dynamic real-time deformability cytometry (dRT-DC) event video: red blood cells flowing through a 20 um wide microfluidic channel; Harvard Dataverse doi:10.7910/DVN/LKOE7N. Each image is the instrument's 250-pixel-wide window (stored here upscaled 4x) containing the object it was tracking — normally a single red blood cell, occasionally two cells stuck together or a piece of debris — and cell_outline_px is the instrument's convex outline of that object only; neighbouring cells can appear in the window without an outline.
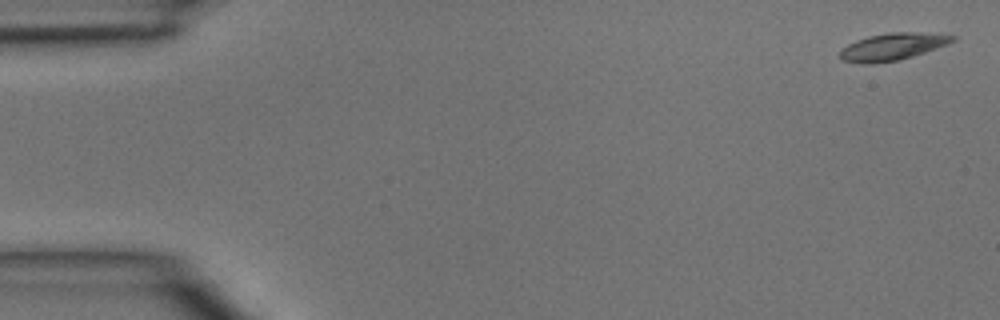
{"species": "common noctule bat (a hibernating species)", "species_latin": "Nyctalus noctula", "temperature_condition": "room temperature", "stored_images_in_passage": 44, "camera_frame_rate_fps": 3000, "um_per_image_px": 0.085, "animal": {"sex": "male", "body_mass_g": 15.6}, "frame": {"image": 1, "passage_image": 1, "time_ms": 0.0, "image_size_px": [1000, 320], "cell_outline_px": [[956, 40], [948, 44], [900, 60], [868, 64], [860, 64], [840, 60], [840, 48], [856, 40], [868, 36], [888, 32], [912, 32], [956, 36]], "centroid_in_image_um": [75.8, 3.98], "position_along_channel_um": 9.2, "area_um2": 17.8}}
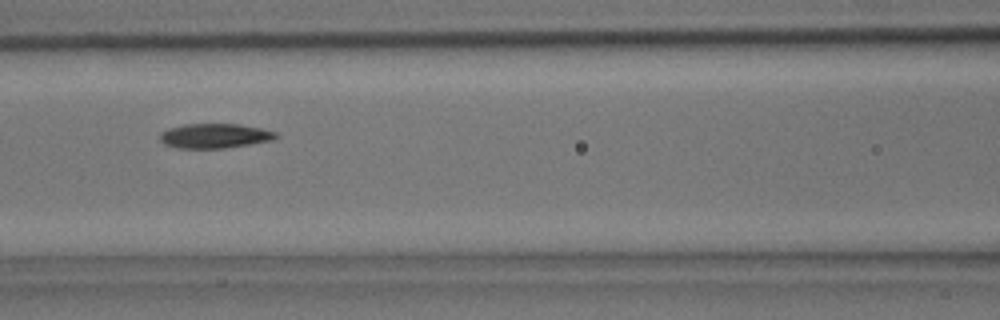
{"frame": {"image": 2, "passage_image": 19, "time_ms": 6.0, "image_size_px": [1000, 320], "cell_outline_px": [[280, 136], [276, 140], [224, 148], [176, 148], [164, 144], [160, 140], [160, 132], [168, 128], [184, 124], [240, 124], [260, 128], [276, 132]], "centroid_in_image_um": [18.27, 11.55], "position_along_channel_um": 148.3, "area_um2": 16.82}}
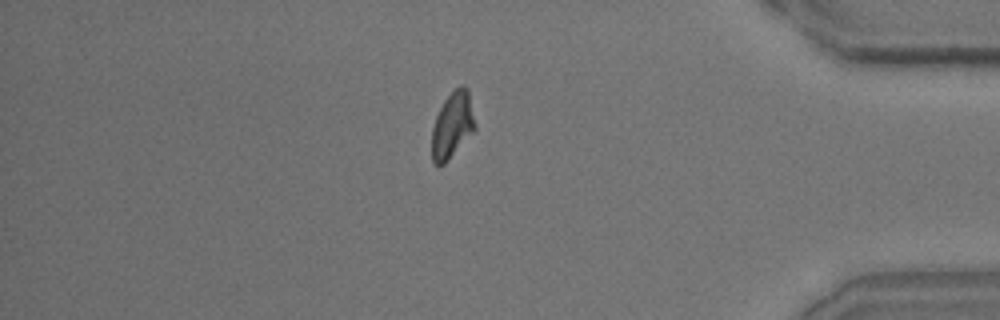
{"frame": {"image": 3, "passage_image": 38, "time_ms": 12.333, "image_size_px": [1000, 320], "cell_outline_px": [[476, 128], [448, 160], [444, 164], [436, 168], [432, 160], [432, 128], [436, 116], [444, 100], [460, 84], [464, 84], [468, 88], [476, 124]], "centroid_in_image_um": [38.45, 10.64], "position_along_channel_um": 396.7, "area_um2": 16.7}}